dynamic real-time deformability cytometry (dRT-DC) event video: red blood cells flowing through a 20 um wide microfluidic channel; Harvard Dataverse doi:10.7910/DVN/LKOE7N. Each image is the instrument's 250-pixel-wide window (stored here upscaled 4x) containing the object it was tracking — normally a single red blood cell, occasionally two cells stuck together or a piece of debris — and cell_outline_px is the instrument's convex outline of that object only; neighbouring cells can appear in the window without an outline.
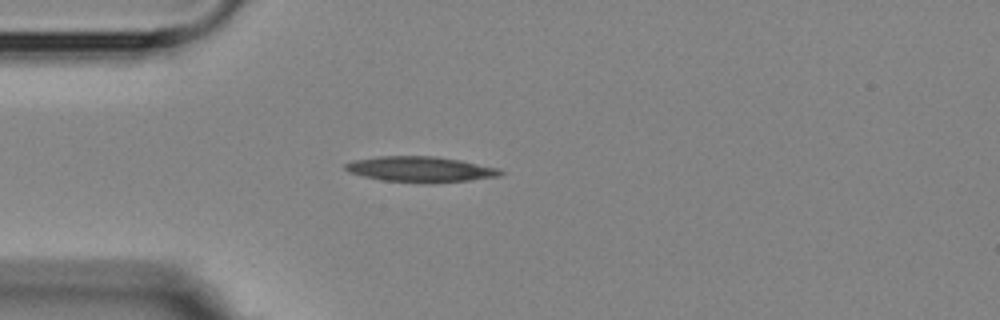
{"species": "Egyptian fruit bat (a non-hibernating species)", "species_latin": "Rousettus aegyptiacus", "temperature_condition": "room temperature", "stored_images_in_passage": 2, "camera_frame_rate_fps": 3000, "um_per_image_px": 0.085, "animal": {"sex": "female"}, "frame": {"image": 1, "passage_image": 1, "time_ms": 0.0, "image_size_px": [1000, 320], "cell_outline_px": [[504, 172], [500, 176], [468, 180], [432, 184], [424, 184], [384, 180], [364, 176], [348, 172], [344, 168], [344, 164], [352, 160], [380, 156], [436, 156], [460, 160], [500, 168]], "centroid_in_image_um": [35.75, 14.39], "position_along_channel_um": 49.3, "area_um2": 23.35}}